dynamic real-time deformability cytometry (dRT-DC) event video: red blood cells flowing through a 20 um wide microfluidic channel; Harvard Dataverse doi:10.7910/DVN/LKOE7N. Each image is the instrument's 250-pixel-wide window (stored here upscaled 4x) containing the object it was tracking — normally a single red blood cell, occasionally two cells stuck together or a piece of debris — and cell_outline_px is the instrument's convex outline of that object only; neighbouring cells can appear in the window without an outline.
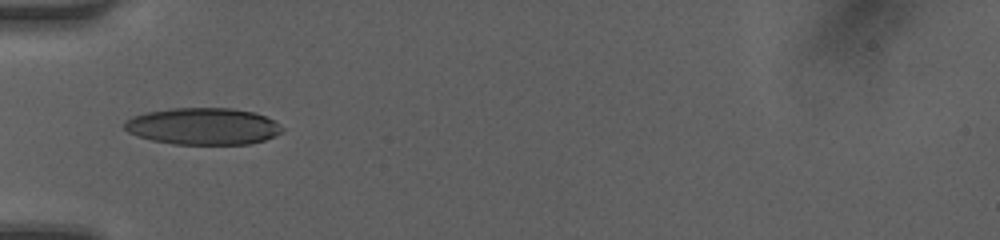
{"species": "human", "species_latin": "Homo sapiens", "temperature_condition": "room temperature", "stored_images_in_passage": 11, "segment_of_instrument_passage": [2, 2], "camera_frame_rate_fps": 3000, "um_per_image_px": 0.085, "donor": {"sex": "female"}, "frame": {"image": 1, "passage_image": 10, "time_ms": 3.0, "image_size_px": [1000, 240], "cell_outline_px": [[284, 128], [280, 132], [264, 140], [248, 144], [172, 144], [152, 140], [136, 136], [128, 132], [124, 128], [124, 124], [132, 116], [144, 112], [172, 108], [232, 108], [256, 112], [272, 120]], "centroid_in_image_um": [17.22, 10.73], "position_along_channel_um": 67.8, "area_um2": 33.81}}